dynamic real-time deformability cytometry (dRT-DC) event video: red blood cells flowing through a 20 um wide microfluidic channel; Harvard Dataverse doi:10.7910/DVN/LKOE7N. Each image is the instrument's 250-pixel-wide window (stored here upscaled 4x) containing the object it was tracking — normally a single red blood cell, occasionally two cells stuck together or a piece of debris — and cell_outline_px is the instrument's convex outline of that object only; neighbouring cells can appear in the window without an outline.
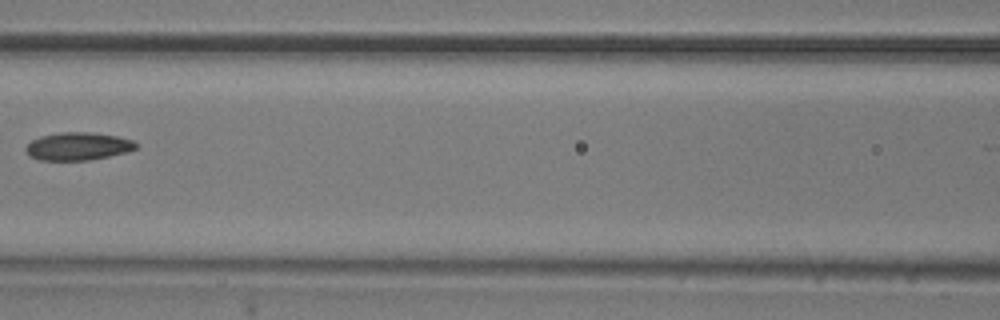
{"species": "common noctule bat (a hibernating species)", "species_latin": "Nyctalus noctula", "temperature_condition": "room temperature", "stored_images_in_passage": 8, "camera_frame_rate_fps": 3000, "um_per_image_px": 0.085, "animal": {"sex": "male", "body_mass_g": 20.5, "forearm_length_mm": 52.5}, "frame": {"image": 1, "passage_image": 6, "time_ms": 1.667, "image_size_px": [1000, 320], "cell_outline_px": [[140, 144], [136, 148], [128, 152], [88, 160], [40, 160], [28, 156], [24, 148], [32, 140], [40, 136], [60, 132], [88, 132], [116, 136], [132, 140]], "centroid_in_image_um": [6.62, 12.43], "position_along_channel_um": 160.0, "area_um2": 17.92}}
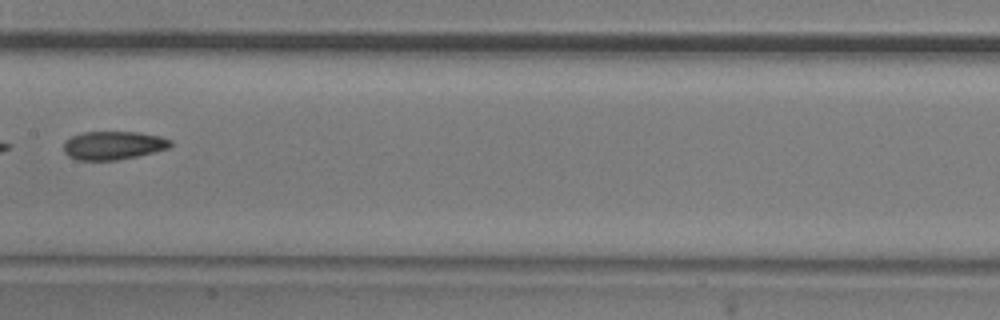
{"frame": {"image": 2, "passage_image": 7, "time_ms": 2.0, "image_size_px": [1000, 320], "cell_outline_px": [[172, 144], [168, 148], [136, 156], [116, 160], [76, 160], [68, 156], [64, 152], [64, 144], [72, 136], [84, 132], [140, 132], [160, 136], [172, 140]], "centroid_in_image_um": [9.63, 12.35], "position_along_channel_um": 197.8, "area_um2": 17.57}}
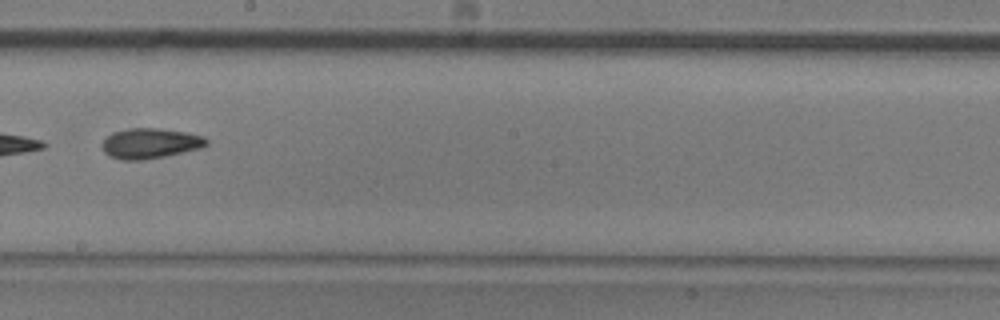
{"frame": {"image": 3, "passage_image": 8, "time_ms": 2.333, "image_size_px": [1000, 320], "cell_outline_px": [[208, 144], [200, 148], [164, 156], [144, 160], [120, 160], [108, 156], [104, 152], [104, 140], [112, 132], [128, 128], [156, 128], [188, 132], [204, 136], [208, 140]], "centroid_in_image_um": [12.78, 12.18], "position_along_channel_um": 235.4, "area_um2": 18.38}}